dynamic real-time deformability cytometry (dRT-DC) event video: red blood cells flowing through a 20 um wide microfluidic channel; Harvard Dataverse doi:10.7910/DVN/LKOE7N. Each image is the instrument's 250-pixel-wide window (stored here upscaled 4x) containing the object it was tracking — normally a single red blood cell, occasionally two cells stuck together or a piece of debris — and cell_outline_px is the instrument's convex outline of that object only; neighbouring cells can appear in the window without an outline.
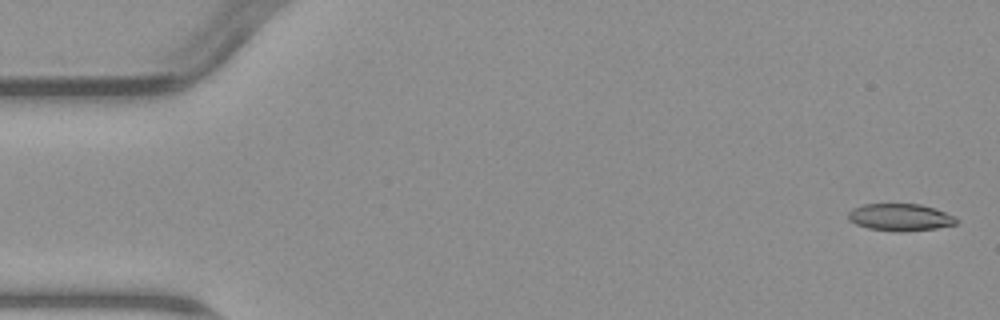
{"species": "common noctule bat (a hibernating species)", "species_latin": "Nyctalus noctula", "temperature_condition": "warm", "stored_images_in_passage": 5, "camera_frame_rate_fps": 3000, "um_per_image_px": 0.085, "animal": {"sex": "male", "body_mass_g": 23.1, "forearm_length_mm": 52.7}, "frame": {"image": 1, "passage_image": 1, "time_ms": 0.0, "image_size_px": [1000, 320], "cell_outline_px": [[960, 220], [956, 224], [936, 228], [900, 232], [896, 232], [868, 228], [856, 224], [848, 220], [848, 212], [852, 208], [864, 204], [920, 204], [956, 216]], "centroid_in_image_um": [76.51, 18.47], "position_along_channel_um": 8.5, "area_um2": 17.17}}
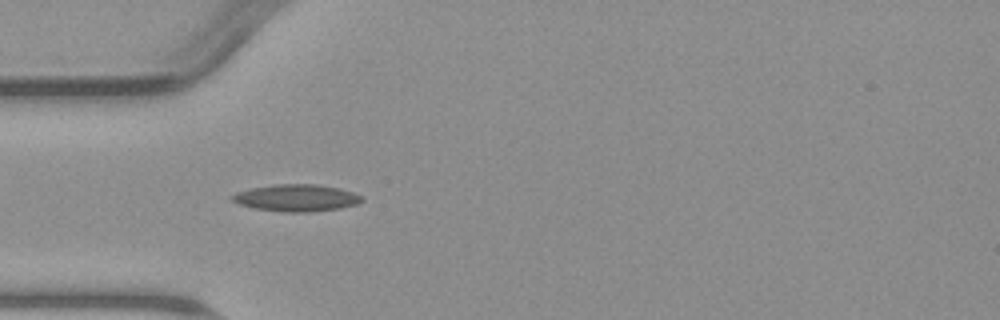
{"frame": {"image": 2, "passage_image": 4, "time_ms": 5.0, "image_size_px": [1000, 320], "cell_outline_px": [[364, 200], [356, 204], [340, 208], [308, 212], [284, 212], [256, 208], [240, 204], [232, 200], [228, 196], [236, 192], [252, 188], [272, 184], [316, 184], [340, 188], [352, 192], [360, 196]], "centroid_in_image_um": [25.17, 16.81], "position_along_channel_um": 59.8, "area_um2": 20.29}}
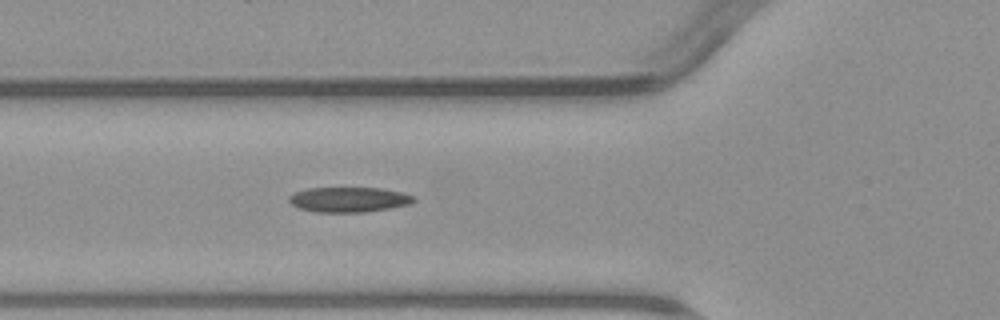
{"frame": {"image": 3, "passage_image": 5, "time_ms": 6.0, "image_size_px": [1000, 320], "cell_outline_px": [[416, 200], [412, 204], [392, 208], [364, 212], [316, 212], [300, 208], [292, 204], [288, 200], [288, 196], [296, 192], [308, 188], [380, 188], [404, 192], [416, 196]], "centroid_in_image_um": [29.73, 16.96], "position_along_channel_um": 96.1, "area_um2": 18.38}}